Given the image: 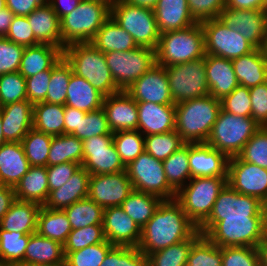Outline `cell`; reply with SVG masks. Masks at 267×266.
<instances>
[{
  "label": "cell",
  "mask_w": 267,
  "mask_h": 266,
  "mask_svg": "<svg viewBox=\"0 0 267 266\" xmlns=\"http://www.w3.org/2000/svg\"><path fill=\"white\" fill-rule=\"evenodd\" d=\"M198 227L175 200H163L153 217L141 228L138 249L146 256L189 239Z\"/></svg>",
  "instance_id": "obj_1"
},
{
  "label": "cell",
  "mask_w": 267,
  "mask_h": 266,
  "mask_svg": "<svg viewBox=\"0 0 267 266\" xmlns=\"http://www.w3.org/2000/svg\"><path fill=\"white\" fill-rule=\"evenodd\" d=\"M220 111V99L211 95L177 103L175 131L185 143H206Z\"/></svg>",
  "instance_id": "obj_2"
},
{
  "label": "cell",
  "mask_w": 267,
  "mask_h": 266,
  "mask_svg": "<svg viewBox=\"0 0 267 266\" xmlns=\"http://www.w3.org/2000/svg\"><path fill=\"white\" fill-rule=\"evenodd\" d=\"M73 73L83 77L104 97L121 91L111 76L105 54L91 43H74L63 49Z\"/></svg>",
  "instance_id": "obj_3"
},
{
  "label": "cell",
  "mask_w": 267,
  "mask_h": 266,
  "mask_svg": "<svg viewBox=\"0 0 267 266\" xmlns=\"http://www.w3.org/2000/svg\"><path fill=\"white\" fill-rule=\"evenodd\" d=\"M110 5L101 0H81L78 6L60 19L62 50L74 43H90L110 17Z\"/></svg>",
  "instance_id": "obj_4"
},
{
  "label": "cell",
  "mask_w": 267,
  "mask_h": 266,
  "mask_svg": "<svg viewBox=\"0 0 267 266\" xmlns=\"http://www.w3.org/2000/svg\"><path fill=\"white\" fill-rule=\"evenodd\" d=\"M205 57L204 32L201 23L160 34L156 63L163 67Z\"/></svg>",
  "instance_id": "obj_5"
},
{
  "label": "cell",
  "mask_w": 267,
  "mask_h": 266,
  "mask_svg": "<svg viewBox=\"0 0 267 266\" xmlns=\"http://www.w3.org/2000/svg\"><path fill=\"white\" fill-rule=\"evenodd\" d=\"M227 185V177H195L176 192L175 200L188 218L199 227L211 214L219 193Z\"/></svg>",
  "instance_id": "obj_6"
},
{
  "label": "cell",
  "mask_w": 267,
  "mask_h": 266,
  "mask_svg": "<svg viewBox=\"0 0 267 266\" xmlns=\"http://www.w3.org/2000/svg\"><path fill=\"white\" fill-rule=\"evenodd\" d=\"M261 127L251 118L221 109L206 143L228 158L238 156Z\"/></svg>",
  "instance_id": "obj_7"
},
{
  "label": "cell",
  "mask_w": 267,
  "mask_h": 266,
  "mask_svg": "<svg viewBox=\"0 0 267 266\" xmlns=\"http://www.w3.org/2000/svg\"><path fill=\"white\" fill-rule=\"evenodd\" d=\"M110 16L133 37L138 47L157 49L161 33L153 9L115 0Z\"/></svg>",
  "instance_id": "obj_8"
},
{
  "label": "cell",
  "mask_w": 267,
  "mask_h": 266,
  "mask_svg": "<svg viewBox=\"0 0 267 266\" xmlns=\"http://www.w3.org/2000/svg\"><path fill=\"white\" fill-rule=\"evenodd\" d=\"M267 233V217H236L218 221L205 236L219 247L258 248Z\"/></svg>",
  "instance_id": "obj_9"
},
{
  "label": "cell",
  "mask_w": 267,
  "mask_h": 266,
  "mask_svg": "<svg viewBox=\"0 0 267 266\" xmlns=\"http://www.w3.org/2000/svg\"><path fill=\"white\" fill-rule=\"evenodd\" d=\"M125 171L134 190L158 196L162 200L175 199L176 191L166 179L163 162L146 151L130 162Z\"/></svg>",
  "instance_id": "obj_10"
},
{
  "label": "cell",
  "mask_w": 267,
  "mask_h": 266,
  "mask_svg": "<svg viewBox=\"0 0 267 266\" xmlns=\"http://www.w3.org/2000/svg\"><path fill=\"white\" fill-rule=\"evenodd\" d=\"M267 217V206L256 197L242 195L228 184L219 193L211 214L198 227L205 235L218 221L236 217Z\"/></svg>",
  "instance_id": "obj_11"
},
{
  "label": "cell",
  "mask_w": 267,
  "mask_h": 266,
  "mask_svg": "<svg viewBox=\"0 0 267 266\" xmlns=\"http://www.w3.org/2000/svg\"><path fill=\"white\" fill-rule=\"evenodd\" d=\"M104 54L116 86L123 91L156 64V50L153 48L137 47Z\"/></svg>",
  "instance_id": "obj_12"
},
{
  "label": "cell",
  "mask_w": 267,
  "mask_h": 266,
  "mask_svg": "<svg viewBox=\"0 0 267 266\" xmlns=\"http://www.w3.org/2000/svg\"><path fill=\"white\" fill-rule=\"evenodd\" d=\"M174 104L209 95L205 57L165 66Z\"/></svg>",
  "instance_id": "obj_13"
},
{
  "label": "cell",
  "mask_w": 267,
  "mask_h": 266,
  "mask_svg": "<svg viewBox=\"0 0 267 266\" xmlns=\"http://www.w3.org/2000/svg\"><path fill=\"white\" fill-rule=\"evenodd\" d=\"M201 26L206 55L232 60L255 49L238 31L228 27L220 18L204 21Z\"/></svg>",
  "instance_id": "obj_14"
},
{
  "label": "cell",
  "mask_w": 267,
  "mask_h": 266,
  "mask_svg": "<svg viewBox=\"0 0 267 266\" xmlns=\"http://www.w3.org/2000/svg\"><path fill=\"white\" fill-rule=\"evenodd\" d=\"M82 167L90 175L110 174L125 171L113 143V134L93 136L82 141Z\"/></svg>",
  "instance_id": "obj_15"
},
{
  "label": "cell",
  "mask_w": 267,
  "mask_h": 266,
  "mask_svg": "<svg viewBox=\"0 0 267 266\" xmlns=\"http://www.w3.org/2000/svg\"><path fill=\"white\" fill-rule=\"evenodd\" d=\"M227 184L242 195L256 197L267 206V169L243 161L239 156L231 157Z\"/></svg>",
  "instance_id": "obj_16"
},
{
  "label": "cell",
  "mask_w": 267,
  "mask_h": 266,
  "mask_svg": "<svg viewBox=\"0 0 267 266\" xmlns=\"http://www.w3.org/2000/svg\"><path fill=\"white\" fill-rule=\"evenodd\" d=\"M255 48L267 49V11L225 7L219 17Z\"/></svg>",
  "instance_id": "obj_17"
},
{
  "label": "cell",
  "mask_w": 267,
  "mask_h": 266,
  "mask_svg": "<svg viewBox=\"0 0 267 266\" xmlns=\"http://www.w3.org/2000/svg\"><path fill=\"white\" fill-rule=\"evenodd\" d=\"M133 190L126 171L97 174L90 176L88 197L105 209L120 206Z\"/></svg>",
  "instance_id": "obj_18"
},
{
  "label": "cell",
  "mask_w": 267,
  "mask_h": 266,
  "mask_svg": "<svg viewBox=\"0 0 267 266\" xmlns=\"http://www.w3.org/2000/svg\"><path fill=\"white\" fill-rule=\"evenodd\" d=\"M136 102L175 105L165 67L157 63L125 90Z\"/></svg>",
  "instance_id": "obj_19"
},
{
  "label": "cell",
  "mask_w": 267,
  "mask_h": 266,
  "mask_svg": "<svg viewBox=\"0 0 267 266\" xmlns=\"http://www.w3.org/2000/svg\"><path fill=\"white\" fill-rule=\"evenodd\" d=\"M103 231L106 240L114 246L138 247L141 240V227L121 206L104 209Z\"/></svg>",
  "instance_id": "obj_20"
},
{
  "label": "cell",
  "mask_w": 267,
  "mask_h": 266,
  "mask_svg": "<svg viewBox=\"0 0 267 266\" xmlns=\"http://www.w3.org/2000/svg\"><path fill=\"white\" fill-rule=\"evenodd\" d=\"M229 158L207 143H189L191 178L227 177Z\"/></svg>",
  "instance_id": "obj_21"
},
{
  "label": "cell",
  "mask_w": 267,
  "mask_h": 266,
  "mask_svg": "<svg viewBox=\"0 0 267 266\" xmlns=\"http://www.w3.org/2000/svg\"><path fill=\"white\" fill-rule=\"evenodd\" d=\"M110 130L118 131L137 130L138 108L137 102L126 92L119 91L103 99Z\"/></svg>",
  "instance_id": "obj_22"
},
{
  "label": "cell",
  "mask_w": 267,
  "mask_h": 266,
  "mask_svg": "<svg viewBox=\"0 0 267 266\" xmlns=\"http://www.w3.org/2000/svg\"><path fill=\"white\" fill-rule=\"evenodd\" d=\"M137 130L144 136L175 130V105L137 102Z\"/></svg>",
  "instance_id": "obj_23"
},
{
  "label": "cell",
  "mask_w": 267,
  "mask_h": 266,
  "mask_svg": "<svg viewBox=\"0 0 267 266\" xmlns=\"http://www.w3.org/2000/svg\"><path fill=\"white\" fill-rule=\"evenodd\" d=\"M3 134L7 142H21L33 127V104L28 100L0 107Z\"/></svg>",
  "instance_id": "obj_24"
},
{
  "label": "cell",
  "mask_w": 267,
  "mask_h": 266,
  "mask_svg": "<svg viewBox=\"0 0 267 266\" xmlns=\"http://www.w3.org/2000/svg\"><path fill=\"white\" fill-rule=\"evenodd\" d=\"M205 70L209 95L214 98L221 100L239 85L229 59L205 54Z\"/></svg>",
  "instance_id": "obj_25"
},
{
  "label": "cell",
  "mask_w": 267,
  "mask_h": 266,
  "mask_svg": "<svg viewBox=\"0 0 267 266\" xmlns=\"http://www.w3.org/2000/svg\"><path fill=\"white\" fill-rule=\"evenodd\" d=\"M90 176L81 166L63 186L49 193L43 206L52 210H63L88 197Z\"/></svg>",
  "instance_id": "obj_26"
},
{
  "label": "cell",
  "mask_w": 267,
  "mask_h": 266,
  "mask_svg": "<svg viewBox=\"0 0 267 266\" xmlns=\"http://www.w3.org/2000/svg\"><path fill=\"white\" fill-rule=\"evenodd\" d=\"M153 11L160 33L182 30L196 24L187 0H158Z\"/></svg>",
  "instance_id": "obj_27"
},
{
  "label": "cell",
  "mask_w": 267,
  "mask_h": 266,
  "mask_svg": "<svg viewBox=\"0 0 267 266\" xmlns=\"http://www.w3.org/2000/svg\"><path fill=\"white\" fill-rule=\"evenodd\" d=\"M231 61L239 85L251 88L267 81V49L255 48Z\"/></svg>",
  "instance_id": "obj_28"
},
{
  "label": "cell",
  "mask_w": 267,
  "mask_h": 266,
  "mask_svg": "<svg viewBox=\"0 0 267 266\" xmlns=\"http://www.w3.org/2000/svg\"><path fill=\"white\" fill-rule=\"evenodd\" d=\"M27 20L40 44H49L62 49L60 18L47 1L27 15Z\"/></svg>",
  "instance_id": "obj_29"
},
{
  "label": "cell",
  "mask_w": 267,
  "mask_h": 266,
  "mask_svg": "<svg viewBox=\"0 0 267 266\" xmlns=\"http://www.w3.org/2000/svg\"><path fill=\"white\" fill-rule=\"evenodd\" d=\"M29 167L21 142H7L0 146V184L14 188Z\"/></svg>",
  "instance_id": "obj_30"
},
{
  "label": "cell",
  "mask_w": 267,
  "mask_h": 266,
  "mask_svg": "<svg viewBox=\"0 0 267 266\" xmlns=\"http://www.w3.org/2000/svg\"><path fill=\"white\" fill-rule=\"evenodd\" d=\"M63 57V50L49 44L25 47L18 72L28 78L51 69Z\"/></svg>",
  "instance_id": "obj_31"
},
{
  "label": "cell",
  "mask_w": 267,
  "mask_h": 266,
  "mask_svg": "<svg viewBox=\"0 0 267 266\" xmlns=\"http://www.w3.org/2000/svg\"><path fill=\"white\" fill-rule=\"evenodd\" d=\"M24 263L39 265L64 266L63 245L55 240L32 233L23 258Z\"/></svg>",
  "instance_id": "obj_32"
},
{
  "label": "cell",
  "mask_w": 267,
  "mask_h": 266,
  "mask_svg": "<svg viewBox=\"0 0 267 266\" xmlns=\"http://www.w3.org/2000/svg\"><path fill=\"white\" fill-rule=\"evenodd\" d=\"M41 205L35 202L15 200L0 220V228L6 231L32 234L37 230V218Z\"/></svg>",
  "instance_id": "obj_33"
},
{
  "label": "cell",
  "mask_w": 267,
  "mask_h": 266,
  "mask_svg": "<svg viewBox=\"0 0 267 266\" xmlns=\"http://www.w3.org/2000/svg\"><path fill=\"white\" fill-rule=\"evenodd\" d=\"M15 198L43 206L49 196L46 166H30L28 172L14 187Z\"/></svg>",
  "instance_id": "obj_34"
},
{
  "label": "cell",
  "mask_w": 267,
  "mask_h": 266,
  "mask_svg": "<svg viewBox=\"0 0 267 266\" xmlns=\"http://www.w3.org/2000/svg\"><path fill=\"white\" fill-rule=\"evenodd\" d=\"M103 99L104 96L89 81L72 73L67 88L66 106L88 113L101 108Z\"/></svg>",
  "instance_id": "obj_35"
},
{
  "label": "cell",
  "mask_w": 267,
  "mask_h": 266,
  "mask_svg": "<svg viewBox=\"0 0 267 266\" xmlns=\"http://www.w3.org/2000/svg\"><path fill=\"white\" fill-rule=\"evenodd\" d=\"M103 53L110 51H129L137 48L133 37L121 28L110 16L90 42Z\"/></svg>",
  "instance_id": "obj_36"
},
{
  "label": "cell",
  "mask_w": 267,
  "mask_h": 266,
  "mask_svg": "<svg viewBox=\"0 0 267 266\" xmlns=\"http://www.w3.org/2000/svg\"><path fill=\"white\" fill-rule=\"evenodd\" d=\"M72 231L70 222L63 210H52L41 207L37 218V230L39 235L60 242H66Z\"/></svg>",
  "instance_id": "obj_37"
},
{
  "label": "cell",
  "mask_w": 267,
  "mask_h": 266,
  "mask_svg": "<svg viewBox=\"0 0 267 266\" xmlns=\"http://www.w3.org/2000/svg\"><path fill=\"white\" fill-rule=\"evenodd\" d=\"M65 105L39 102L33 105V128L51 136L64 134Z\"/></svg>",
  "instance_id": "obj_38"
},
{
  "label": "cell",
  "mask_w": 267,
  "mask_h": 266,
  "mask_svg": "<svg viewBox=\"0 0 267 266\" xmlns=\"http://www.w3.org/2000/svg\"><path fill=\"white\" fill-rule=\"evenodd\" d=\"M66 162H75L82 165L83 143L71 134L53 136L47 166Z\"/></svg>",
  "instance_id": "obj_39"
},
{
  "label": "cell",
  "mask_w": 267,
  "mask_h": 266,
  "mask_svg": "<svg viewBox=\"0 0 267 266\" xmlns=\"http://www.w3.org/2000/svg\"><path fill=\"white\" fill-rule=\"evenodd\" d=\"M162 201L158 196L133 190L120 206L142 228Z\"/></svg>",
  "instance_id": "obj_40"
},
{
  "label": "cell",
  "mask_w": 267,
  "mask_h": 266,
  "mask_svg": "<svg viewBox=\"0 0 267 266\" xmlns=\"http://www.w3.org/2000/svg\"><path fill=\"white\" fill-rule=\"evenodd\" d=\"M162 162L166 179L176 192L191 179L189 168V143H185Z\"/></svg>",
  "instance_id": "obj_41"
},
{
  "label": "cell",
  "mask_w": 267,
  "mask_h": 266,
  "mask_svg": "<svg viewBox=\"0 0 267 266\" xmlns=\"http://www.w3.org/2000/svg\"><path fill=\"white\" fill-rule=\"evenodd\" d=\"M201 235L197 230L189 239L149 254L148 266H186L191 246Z\"/></svg>",
  "instance_id": "obj_42"
},
{
  "label": "cell",
  "mask_w": 267,
  "mask_h": 266,
  "mask_svg": "<svg viewBox=\"0 0 267 266\" xmlns=\"http://www.w3.org/2000/svg\"><path fill=\"white\" fill-rule=\"evenodd\" d=\"M71 228L77 229L88 225L103 224L104 209L89 197L81 199L63 209Z\"/></svg>",
  "instance_id": "obj_43"
},
{
  "label": "cell",
  "mask_w": 267,
  "mask_h": 266,
  "mask_svg": "<svg viewBox=\"0 0 267 266\" xmlns=\"http://www.w3.org/2000/svg\"><path fill=\"white\" fill-rule=\"evenodd\" d=\"M52 137L33 127L28 131L21 144L30 166H47Z\"/></svg>",
  "instance_id": "obj_44"
},
{
  "label": "cell",
  "mask_w": 267,
  "mask_h": 266,
  "mask_svg": "<svg viewBox=\"0 0 267 266\" xmlns=\"http://www.w3.org/2000/svg\"><path fill=\"white\" fill-rule=\"evenodd\" d=\"M73 73L71 65L62 57L51 71L48 92L44 102L65 105L67 88Z\"/></svg>",
  "instance_id": "obj_45"
},
{
  "label": "cell",
  "mask_w": 267,
  "mask_h": 266,
  "mask_svg": "<svg viewBox=\"0 0 267 266\" xmlns=\"http://www.w3.org/2000/svg\"><path fill=\"white\" fill-rule=\"evenodd\" d=\"M113 143L125 167L145 151L144 135L138 130L113 133Z\"/></svg>",
  "instance_id": "obj_46"
},
{
  "label": "cell",
  "mask_w": 267,
  "mask_h": 266,
  "mask_svg": "<svg viewBox=\"0 0 267 266\" xmlns=\"http://www.w3.org/2000/svg\"><path fill=\"white\" fill-rule=\"evenodd\" d=\"M31 234L9 232L0 228V257L10 266L23 262Z\"/></svg>",
  "instance_id": "obj_47"
},
{
  "label": "cell",
  "mask_w": 267,
  "mask_h": 266,
  "mask_svg": "<svg viewBox=\"0 0 267 266\" xmlns=\"http://www.w3.org/2000/svg\"><path fill=\"white\" fill-rule=\"evenodd\" d=\"M145 151L158 160L167 159L172 153L182 147L185 142L175 131L163 134L144 136Z\"/></svg>",
  "instance_id": "obj_48"
},
{
  "label": "cell",
  "mask_w": 267,
  "mask_h": 266,
  "mask_svg": "<svg viewBox=\"0 0 267 266\" xmlns=\"http://www.w3.org/2000/svg\"><path fill=\"white\" fill-rule=\"evenodd\" d=\"M186 266H222L221 247L201 235L191 246Z\"/></svg>",
  "instance_id": "obj_49"
},
{
  "label": "cell",
  "mask_w": 267,
  "mask_h": 266,
  "mask_svg": "<svg viewBox=\"0 0 267 266\" xmlns=\"http://www.w3.org/2000/svg\"><path fill=\"white\" fill-rule=\"evenodd\" d=\"M113 247L114 245L105 240L74 252H64V266H100Z\"/></svg>",
  "instance_id": "obj_50"
},
{
  "label": "cell",
  "mask_w": 267,
  "mask_h": 266,
  "mask_svg": "<svg viewBox=\"0 0 267 266\" xmlns=\"http://www.w3.org/2000/svg\"><path fill=\"white\" fill-rule=\"evenodd\" d=\"M105 240L103 224L88 225L72 229L66 242L63 244V250L64 252H74L90 245L99 244Z\"/></svg>",
  "instance_id": "obj_51"
},
{
  "label": "cell",
  "mask_w": 267,
  "mask_h": 266,
  "mask_svg": "<svg viewBox=\"0 0 267 266\" xmlns=\"http://www.w3.org/2000/svg\"><path fill=\"white\" fill-rule=\"evenodd\" d=\"M27 100L26 78L18 71L0 75V107Z\"/></svg>",
  "instance_id": "obj_52"
},
{
  "label": "cell",
  "mask_w": 267,
  "mask_h": 266,
  "mask_svg": "<svg viewBox=\"0 0 267 266\" xmlns=\"http://www.w3.org/2000/svg\"><path fill=\"white\" fill-rule=\"evenodd\" d=\"M243 161L267 169V127H261L238 155Z\"/></svg>",
  "instance_id": "obj_53"
},
{
  "label": "cell",
  "mask_w": 267,
  "mask_h": 266,
  "mask_svg": "<svg viewBox=\"0 0 267 266\" xmlns=\"http://www.w3.org/2000/svg\"><path fill=\"white\" fill-rule=\"evenodd\" d=\"M100 266H148V258L138 247L114 246Z\"/></svg>",
  "instance_id": "obj_54"
},
{
  "label": "cell",
  "mask_w": 267,
  "mask_h": 266,
  "mask_svg": "<svg viewBox=\"0 0 267 266\" xmlns=\"http://www.w3.org/2000/svg\"><path fill=\"white\" fill-rule=\"evenodd\" d=\"M221 259L222 266H261L256 247H221Z\"/></svg>",
  "instance_id": "obj_55"
},
{
  "label": "cell",
  "mask_w": 267,
  "mask_h": 266,
  "mask_svg": "<svg viewBox=\"0 0 267 266\" xmlns=\"http://www.w3.org/2000/svg\"><path fill=\"white\" fill-rule=\"evenodd\" d=\"M106 134H113L110 130L107 116L103 107L85 114L79 123V139L81 141Z\"/></svg>",
  "instance_id": "obj_56"
},
{
  "label": "cell",
  "mask_w": 267,
  "mask_h": 266,
  "mask_svg": "<svg viewBox=\"0 0 267 266\" xmlns=\"http://www.w3.org/2000/svg\"><path fill=\"white\" fill-rule=\"evenodd\" d=\"M221 109L234 115L251 117V99L249 88L238 85L221 100Z\"/></svg>",
  "instance_id": "obj_57"
},
{
  "label": "cell",
  "mask_w": 267,
  "mask_h": 266,
  "mask_svg": "<svg viewBox=\"0 0 267 266\" xmlns=\"http://www.w3.org/2000/svg\"><path fill=\"white\" fill-rule=\"evenodd\" d=\"M25 47L0 37V75L17 72Z\"/></svg>",
  "instance_id": "obj_58"
},
{
  "label": "cell",
  "mask_w": 267,
  "mask_h": 266,
  "mask_svg": "<svg viewBox=\"0 0 267 266\" xmlns=\"http://www.w3.org/2000/svg\"><path fill=\"white\" fill-rule=\"evenodd\" d=\"M191 16L196 23L219 18L226 0H187Z\"/></svg>",
  "instance_id": "obj_59"
},
{
  "label": "cell",
  "mask_w": 267,
  "mask_h": 266,
  "mask_svg": "<svg viewBox=\"0 0 267 266\" xmlns=\"http://www.w3.org/2000/svg\"><path fill=\"white\" fill-rule=\"evenodd\" d=\"M5 38L24 47L40 44L34 36L27 16H14Z\"/></svg>",
  "instance_id": "obj_60"
},
{
  "label": "cell",
  "mask_w": 267,
  "mask_h": 266,
  "mask_svg": "<svg viewBox=\"0 0 267 266\" xmlns=\"http://www.w3.org/2000/svg\"><path fill=\"white\" fill-rule=\"evenodd\" d=\"M251 118L260 126L267 127V81L249 88Z\"/></svg>",
  "instance_id": "obj_61"
},
{
  "label": "cell",
  "mask_w": 267,
  "mask_h": 266,
  "mask_svg": "<svg viewBox=\"0 0 267 266\" xmlns=\"http://www.w3.org/2000/svg\"><path fill=\"white\" fill-rule=\"evenodd\" d=\"M52 68L26 78L27 100L33 105L44 102L48 92Z\"/></svg>",
  "instance_id": "obj_62"
},
{
  "label": "cell",
  "mask_w": 267,
  "mask_h": 266,
  "mask_svg": "<svg viewBox=\"0 0 267 266\" xmlns=\"http://www.w3.org/2000/svg\"><path fill=\"white\" fill-rule=\"evenodd\" d=\"M80 167L81 165L75 162L46 166L49 193L63 186Z\"/></svg>",
  "instance_id": "obj_63"
},
{
  "label": "cell",
  "mask_w": 267,
  "mask_h": 266,
  "mask_svg": "<svg viewBox=\"0 0 267 266\" xmlns=\"http://www.w3.org/2000/svg\"><path fill=\"white\" fill-rule=\"evenodd\" d=\"M86 112L66 106L64 108V134H71L79 139V123Z\"/></svg>",
  "instance_id": "obj_64"
},
{
  "label": "cell",
  "mask_w": 267,
  "mask_h": 266,
  "mask_svg": "<svg viewBox=\"0 0 267 266\" xmlns=\"http://www.w3.org/2000/svg\"><path fill=\"white\" fill-rule=\"evenodd\" d=\"M47 0H6V7L15 16H27Z\"/></svg>",
  "instance_id": "obj_65"
},
{
  "label": "cell",
  "mask_w": 267,
  "mask_h": 266,
  "mask_svg": "<svg viewBox=\"0 0 267 266\" xmlns=\"http://www.w3.org/2000/svg\"><path fill=\"white\" fill-rule=\"evenodd\" d=\"M15 200L14 188L0 184V220L10 209L11 204Z\"/></svg>",
  "instance_id": "obj_66"
},
{
  "label": "cell",
  "mask_w": 267,
  "mask_h": 266,
  "mask_svg": "<svg viewBox=\"0 0 267 266\" xmlns=\"http://www.w3.org/2000/svg\"><path fill=\"white\" fill-rule=\"evenodd\" d=\"M80 1L81 0H47L60 19L71 13L78 6Z\"/></svg>",
  "instance_id": "obj_67"
},
{
  "label": "cell",
  "mask_w": 267,
  "mask_h": 266,
  "mask_svg": "<svg viewBox=\"0 0 267 266\" xmlns=\"http://www.w3.org/2000/svg\"><path fill=\"white\" fill-rule=\"evenodd\" d=\"M227 8L265 10V0H226Z\"/></svg>",
  "instance_id": "obj_68"
},
{
  "label": "cell",
  "mask_w": 267,
  "mask_h": 266,
  "mask_svg": "<svg viewBox=\"0 0 267 266\" xmlns=\"http://www.w3.org/2000/svg\"><path fill=\"white\" fill-rule=\"evenodd\" d=\"M14 16L15 15L7 7L0 10V37H5Z\"/></svg>",
  "instance_id": "obj_69"
},
{
  "label": "cell",
  "mask_w": 267,
  "mask_h": 266,
  "mask_svg": "<svg viewBox=\"0 0 267 266\" xmlns=\"http://www.w3.org/2000/svg\"><path fill=\"white\" fill-rule=\"evenodd\" d=\"M258 251L260 254L261 266H267V233L264 239L259 243Z\"/></svg>",
  "instance_id": "obj_70"
},
{
  "label": "cell",
  "mask_w": 267,
  "mask_h": 266,
  "mask_svg": "<svg viewBox=\"0 0 267 266\" xmlns=\"http://www.w3.org/2000/svg\"><path fill=\"white\" fill-rule=\"evenodd\" d=\"M124 1L141 7H149L151 9H153L156 3L158 2V0H124Z\"/></svg>",
  "instance_id": "obj_71"
},
{
  "label": "cell",
  "mask_w": 267,
  "mask_h": 266,
  "mask_svg": "<svg viewBox=\"0 0 267 266\" xmlns=\"http://www.w3.org/2000/svg\"><path fill=\"white\" fill-rule=\"evenodd\" d=\"M7 143L3 134V126H2V115L0 111V146Z\"/></svg>",
  "instance_id": "obj_72"
},
{
  "label": "cell",
  "mask_w": 267,
  "mask_h": 266,
  "mask_svg": "<svg viewBox=\"0 0 267 266\" xmlns=\"http://www.w3.org/2000/svg\"><path fill=\"white\" fill-rule=\"evenodd\" d=\"M10 266H52V265H39V264L20 262V263H15V264L10 265Z\"/></svg>",
  "instance_id": "obj_73"
},
{
  "label": "cell",
  "mask_w": 267,
  "mask_h": 266,
  "mask_svg": "<svg viewBox=\"0 0 267 266\" xmlns=\"http://www.w3.org/2000/svg\"><path fill=\"white\" fill-rule=\"evenodd\" d=\"M6 8V0H0V10Z\"/></svg>",
  "instance_id": "obj_74"
},
{
  "label": "cell",
  "mask_w": 267,
  "mask_h": 266,
  "mask_svg": "<svg viewBox=\"0 0 267 266\" xmlns=\"http://www.w3.org/2000/svg\"><path fill=\"white\" fill-rule=\"evenodd\" d=\"M0 266H9V265L0 257Z\"/></svg>",
  "instance_id": "obj_75"
},
{
  "label": "cell",
  "mask_w": 267,
  "mask_h": 266,
  "mask_svg": "<svg viewBox=\"0 0 267 266\" xmlns=\"http://www.w3.org/2000/svg\"><path fill=\"white\" fill-rule=\"evenodd\" d=\"M101 1H104V2L108 3V4L111 6V4H112L115 0H101Z\"/></svg>",
  "instance_id": "obj_76"
},
{
  "label": "cell",
  "mask_w": 267,
  "mask_h": 266,
  "mask_svg": "<svg viewBox=\"0 0 267 266\" xmlns=\"http://www.w3.org/2000/svg\"><path fill=\"white\" fill-rule=\"evenodd\" d=\"M265 10L267 11V0H265Z\"/></svg>",
  "instance_id": "obj_77"
}]
</instances>
